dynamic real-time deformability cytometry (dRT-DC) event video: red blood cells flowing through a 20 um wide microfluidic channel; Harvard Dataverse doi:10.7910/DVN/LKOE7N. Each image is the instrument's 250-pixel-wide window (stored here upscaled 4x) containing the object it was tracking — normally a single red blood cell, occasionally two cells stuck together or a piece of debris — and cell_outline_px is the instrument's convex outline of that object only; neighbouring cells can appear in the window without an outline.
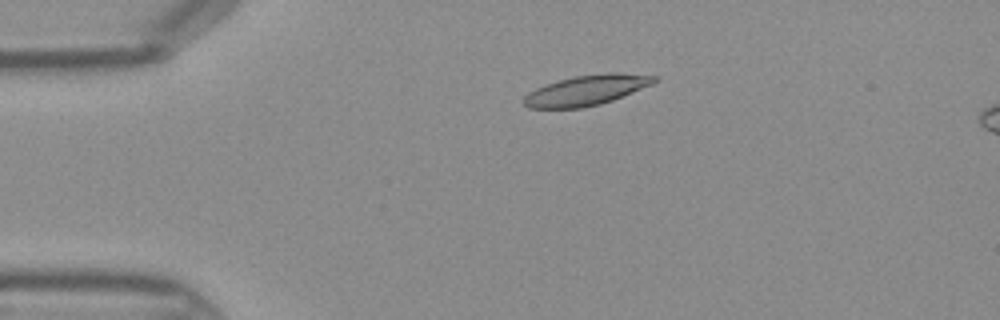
{"species": "Egyptian fruit bat (a non-hibernating species)", "species_latin": "Rousettus aegyptiacus", "temperature_condition": "warm", "stored_images_in_passage": 45, "camera_frame_rate_fps": 3000, "um_per_image_px": 0.085, "frame": {"image": 1, "passage_image": 10, "time_ms": 3.0, "image_size_px": [1000, 320], "cell_outline_px": [[660, 80], [652, 84], [612, 100], [600, 104], [580, 108], [528, 108], [520, 100], [528, 92], [544, 84], [576, 76], [608, 72], [616, 72], [656, 76]], "centroid_in_image_um": [49.82, 7.67], "position_along_channel_um": 35.2, "area_um2": 22.95}}
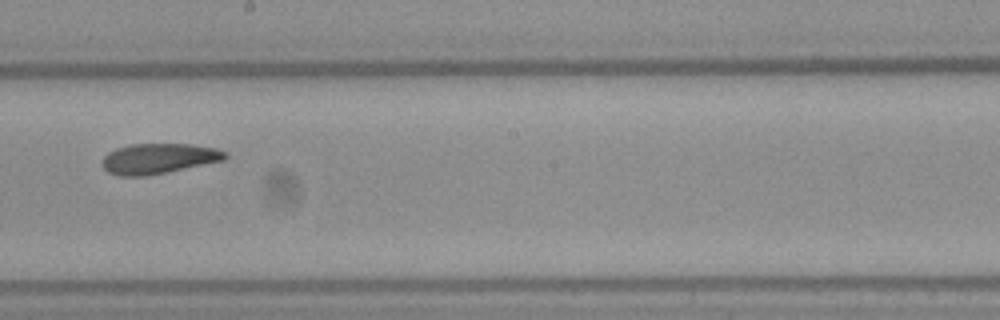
{"frame": {"image": 2, "passage_image": 26, "time_ms": 8.333, "image_size_px": [1000, 320], "cell_outline_px": [[228, 156], [224, 160], [168, 172], [144, 176], [120, 176], [108, 172], [104, 168], [104, 156], [108, 152], [116, 148], [128, 144], [192, 144], [216, 148], [224, 152]], "centroid_in_image_um": [13.48, 13.47], "position_along_channel_um": 234.7, "area_um2": 21.62}}
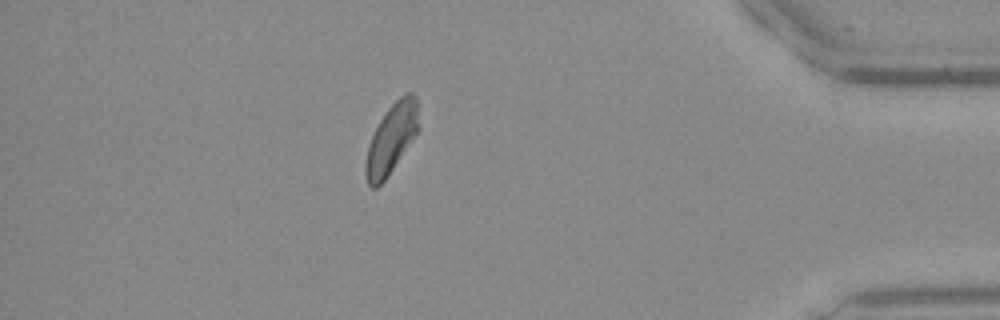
{"frame": {"image": 3, "passage_image": 40, "time_ms": 13.0, "image_size_px": [1000, 320], "cell_outline_px": [[420, 128], [384, 180], [376, 188], [372, 188], [368, 184], [364, 172], [364, 164], [368, 144], [380, 120], [388, 108], [404, 92], [412, 92], [416, 96]], "centroid_in_image_um": [33.27, 11.76], "position_along_channel_um": 401.9, "area_um2": 21.33}}